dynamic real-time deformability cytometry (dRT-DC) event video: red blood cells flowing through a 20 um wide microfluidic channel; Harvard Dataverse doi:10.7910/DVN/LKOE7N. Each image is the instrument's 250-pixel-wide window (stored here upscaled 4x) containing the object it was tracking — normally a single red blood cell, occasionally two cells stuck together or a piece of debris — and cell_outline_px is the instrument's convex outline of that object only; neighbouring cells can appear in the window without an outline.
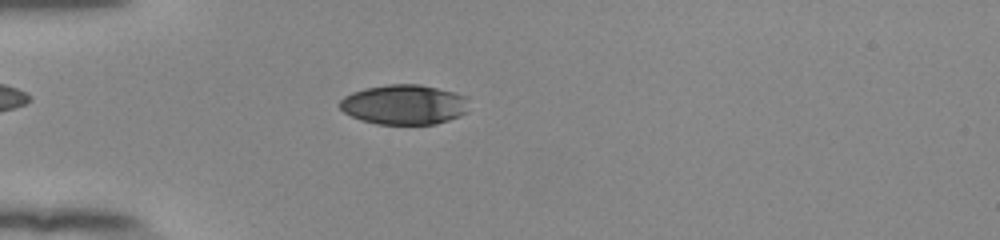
{"species": "human", "species_latin": "Homo sapiens", "temperature_condition": "room temperature", "stored_images_in_passage": 55, "camera_frame_rate_fps": 3000, "um_per_image_px": 0.085, "donor": {"sex": "female"}, "frame": {"image": 1, "passage_image": 18, "time_ms": 5.667, "image_size_px": [1000, 240], "cell_outline_px": [[468, 112], [460, 116], [436, 124], [376, 124], [360, 120], [344, 112], [336, 104], [344, 96], [352, 92], [364, 88], [388, 84], [420, 84], [456, 92], [468, 96]], "centroid_in_image_um": [34.36, 8.88], "position_along_channel_um": 50.6, "area_um2": 30.52}}
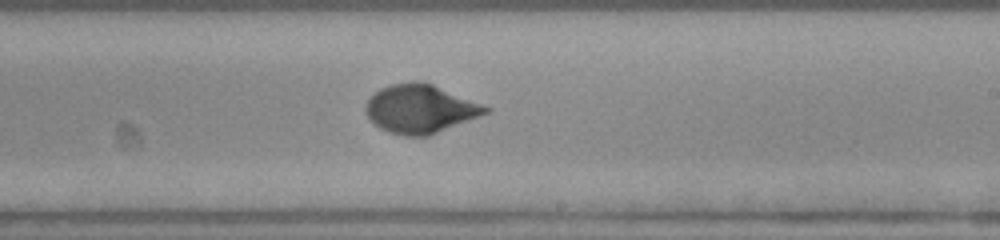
{"frame": {"image": 2, "passage_image": 35, "time_ms": 11.333, "image_size_px": [1000, 240], "cell_outline_px": [[492, 112], [428, 136], [404, 136], [388, 132], [380, 128], [368, 116], [364, 108], [368, 100], [380, 88], [392, 84], [412, 80], [420, 80], [432, 84], [492, 108]], "centroid_in_image_um": [35.75, 9.25], "position_along_channel_um": 253.2, "area_um2": 33.93}}
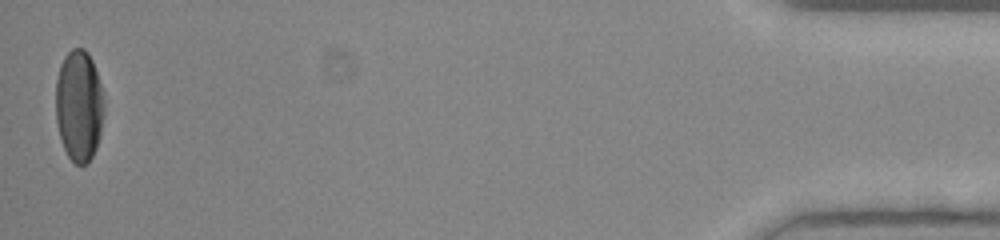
{"frame": {"image": 3, "passage_image": 55, "time_ms": 18.0, "image_size_px": [1000, 240], "cell_outline_px": [[104, 116], [100, 136], [96, 148], [92, 156], [84, 164], [76, 164], [68, 156], [64, 148], [60, 136], [56, 120], [56, 80], [60, 64], [64, 56], [72, 48], [84, 48], [88, 52], [92, 60], [100, 84], [104, 100]], "centroid_in_image_um": [6.72, 8.96], "position_along_channel_um": 428.5, "area_um2": 31.44}, "authors_computed_cell_mechanics": {"area_um2": 31.79, "velocity_mm_per_s": 3.8857, "shape_relaxation_time_tau1_ms": 4.2129, "shape_relaxation_time_tau2_ms": 0.8138, "deformation_change_tau1": 0.1905, "deformation_change_tau2": 0.0436}}